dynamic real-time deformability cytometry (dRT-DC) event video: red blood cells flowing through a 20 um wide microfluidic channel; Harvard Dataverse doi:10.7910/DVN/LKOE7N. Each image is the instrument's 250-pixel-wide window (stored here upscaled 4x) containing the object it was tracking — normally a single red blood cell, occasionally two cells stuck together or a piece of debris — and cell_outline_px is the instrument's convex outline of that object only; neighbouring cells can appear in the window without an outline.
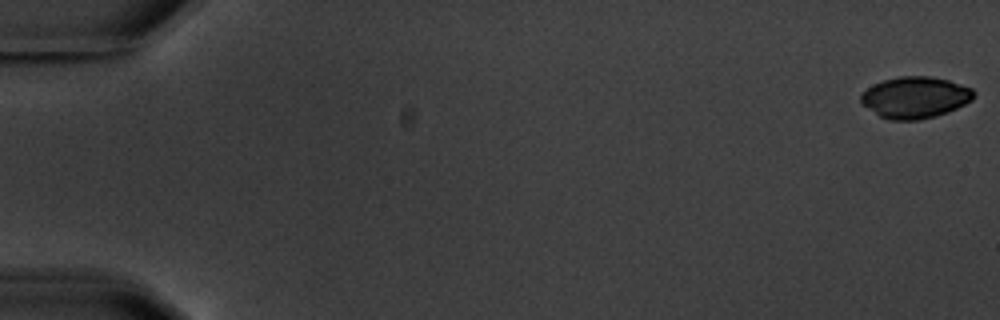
{"species": "common noctule bat (a hibernating species)", "species_latin": "Nyctalus noctula", "temperature_condition": "warm", "stored_images_in_passage": 5, "camera_frame_rate_fps": 3000, "um_per_image_px": 0.085, "animal": {"sex": "male", "body_mass_g": 20.1, "forearm_length_mm": 53.5}, "frame": {"image": 1, "passage_image": 1, "time_ms": 0.0, "image_size_px": [1000, 320], "cell_outline_px": [[976, 92], [972, 100], [948, 112], [936, 116], [920, 120], [888, 120], [880, 116], [864, 104], [860, 100], [860, 96], [868, 88], [884, 80], [900, 76], [928, 76], [948, 80], [972, 88]], "centroid_in_image_um": [77.82, 8.28], "position_along_channel_um": 7.2, "area_um2": 27.05}}
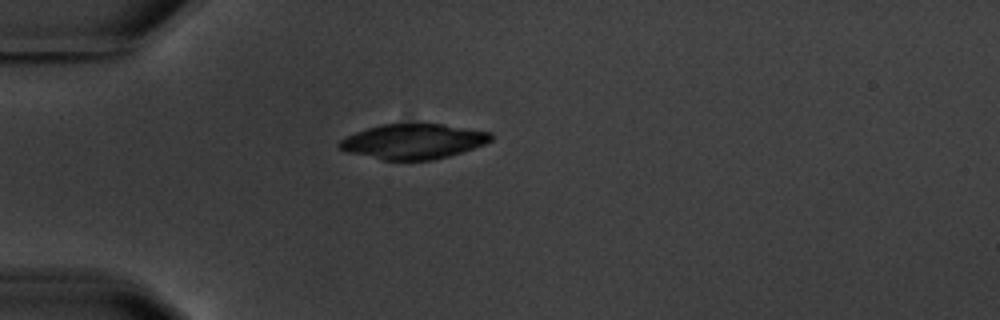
{"frame": {"image": 2, "passage_image": 5, "time_ms": 5.333, "image_size_px": [1000, 320], "cell_outline_px": [[492, 140], [484, 144], [448, 156], [432, 160], [384, 160], [348, 152], [340, 148], [336, 144], [344, 136], [380, 124], [444, 124], [492, 132]], "centroid_in_image_um": [35.11, 12.01], "position_along_channel_um": 49.9, "area_um2": 30.81}}